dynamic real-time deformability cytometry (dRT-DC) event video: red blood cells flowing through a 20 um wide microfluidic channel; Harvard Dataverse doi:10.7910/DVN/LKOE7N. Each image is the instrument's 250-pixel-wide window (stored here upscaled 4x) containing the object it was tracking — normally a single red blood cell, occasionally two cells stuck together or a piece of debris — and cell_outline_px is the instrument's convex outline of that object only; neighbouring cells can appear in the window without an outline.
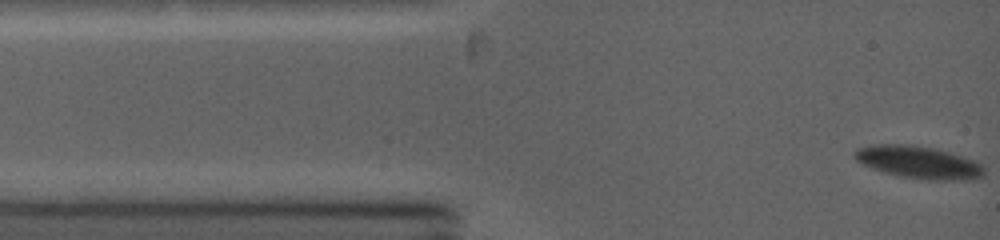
{"species": "common noctule bat (a hibernating species)", "species_latin": "Nyctalus noctula", "temperature_condition": "warm", "stored_images_in_passage": 6, "camera_frame_rate_fps": 5000, "um_per_image_px": 0.085, "animal": {"sex": "female", "body_mass_g": 19.0, "forearm_length_mm": 53.3}, "frame": {"image": 1, "passage_image": 1, "time_ms": 0.0, "image_size_px": [1000, 240], "cell_outline_px": [[984, 176], [964, 180], [928, 180], [896, 176], [872, 168], [856, 160], [852, 156], [856, 148], [876, 144], [912, 144], [936, 148], [964, 156], [976, 160], [984, 168]], "centroid_in_image_um": [78.09, 13.78], "position_along_channel_um": 6.9, "area_um2": 24.85}}
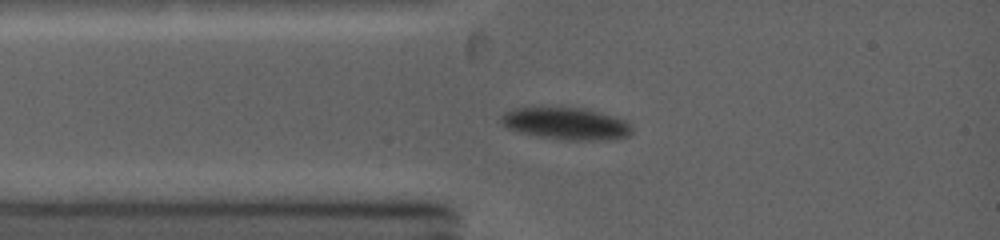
{"frame": {"image": 2, "passage_image": 5, "time_ms": 2.2, "image_size_px": [1000, 240], "cell_outline_px": [[632, 132], [628, 136], [616, 140], [564, 140], [540, 136], [520, 132], [508, 128], [500, 124], [500, 116], [504, 112], [512, 108], [540, 104], [556, 104], [584, 108], [600, 112], [624, 120], [632, 128]], "centroid_in_image_um": [48.03, 10.44], "position_along_channel_um": 37.0, "area_um2": 25.72}}